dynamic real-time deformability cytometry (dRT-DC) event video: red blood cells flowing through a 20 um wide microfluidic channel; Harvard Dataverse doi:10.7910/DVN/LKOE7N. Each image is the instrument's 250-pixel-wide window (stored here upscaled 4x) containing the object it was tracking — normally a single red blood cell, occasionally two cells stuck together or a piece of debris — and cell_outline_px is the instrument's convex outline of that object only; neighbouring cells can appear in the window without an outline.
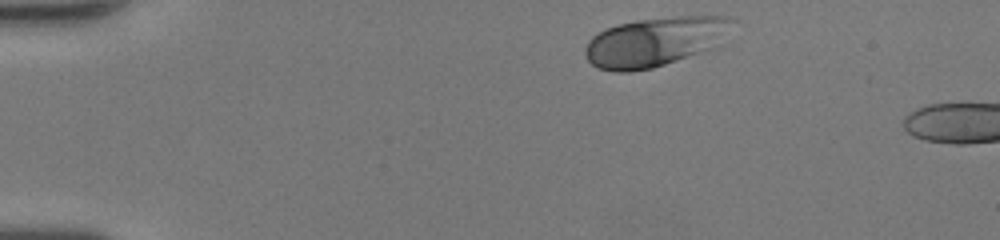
{"species": "human", "species_latin": "Homo sapiens", "temperature_condition": "room temperature", "stored_images_in_passage": 41, "camera_frame_rate_fps": 3000, "um_per_image_px": 0.085, "donor": {"sex": "female"}, "frame": {"image": 1, "passage_image": 1, "time_ms": 0.0, "image_size_px": [1000, 240], "cell_outline_px": [[736, 20], [724, 44], [720, 48], [652, 68], [628, 72], [616, 72], [596, 68], [588, 60], [584, 52], [584, 48], [588, 40], [592, 36], [608, 28], [620, 24], [636, 20], [680, 16], [728, 16]], "centroid_in_image_um": [55.78, 3.55], "position_along_channel_um": 29.2, "area_um2": 43.23}}
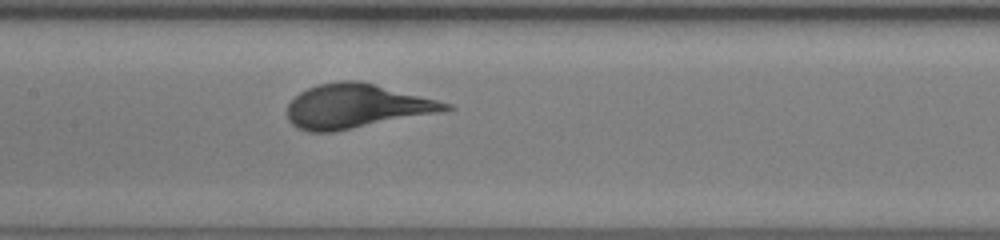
{"frame": {"image": 2, "passage_image": 17, "time_ms": 5.333, "image_size_px": [1000, 240], "cell_outline_px": [[456, 108], [440, 112], [332, 132], [308, 132], [296, 128], [288, 120], [288, 104], [300, 92], [316, 84], [340, 80], [360, 80], [452, 104]], "centroid_in_image_um": [30.26, 9.02], "position_along_channel_um": 177.1, "area_um2": 40.58}}
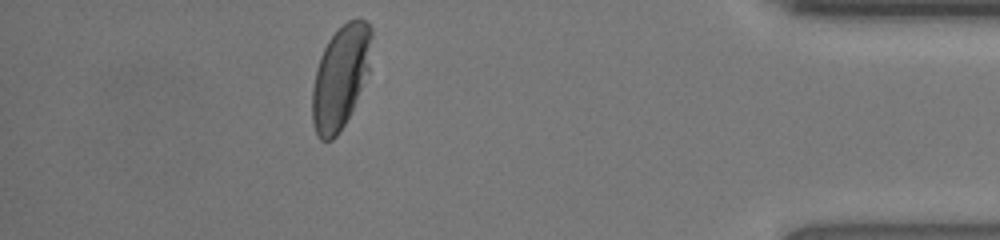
{"frame": {"image": 3, "passage_image": 36, "time_ms": 11.667, "image_size_px": [1000, 240], "cell_outline_px": [[372, 36], [368, 72], [352, 108], [344, 124], [336, 136], [332, 140], [320, 140], [316, 132], [312, 120], [312, 88], [316, 68], [320, 56], [328, 40], [348, 20], [356, 16], [360, 16], [372, 28]], "centroid_in_image_um": [28.93, 6.51], "position_along_channel_um": 406.3, "area_um2": 35.32}, "authors_computed_cell_mechanics": {"area_um2": 39.882, "velocity_mm_per_s": 4.2474, "shape_relaxation_time_tau1_ms": 2.3745, "shape_relaxation_time_tau2_ms": null, "deformation_change_tau1": 0.1412, "deformation_change_tau2": null}}